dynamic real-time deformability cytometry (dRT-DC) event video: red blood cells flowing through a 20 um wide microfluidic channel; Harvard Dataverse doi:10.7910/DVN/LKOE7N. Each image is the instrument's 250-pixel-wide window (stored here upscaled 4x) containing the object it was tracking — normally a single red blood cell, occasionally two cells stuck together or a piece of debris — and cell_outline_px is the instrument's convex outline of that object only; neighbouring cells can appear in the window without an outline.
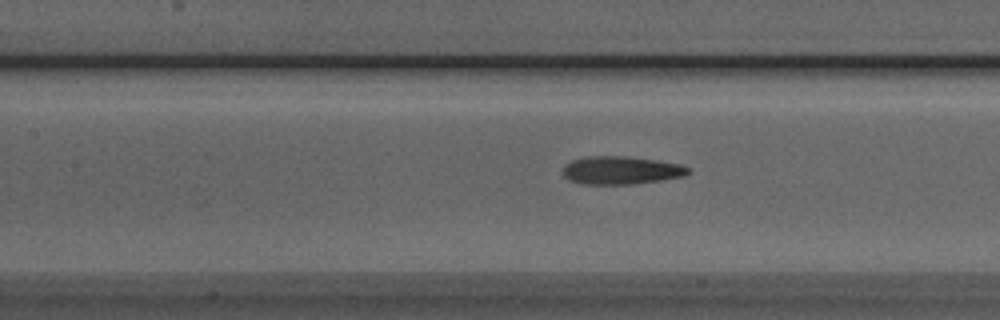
{"species": "Egyptian fruit bat (a non-hibernating species)", "species_latin": "Rousettus aegyptiacus", "temperature_condition": "room temperature", "stored_images_in_passage": 33, "camera_frame_rate_fps": 3000, "um_per_image_px": 0.085, "animal": {"sex": "male"}, "frame": {"image": 1, "passage_image": 11, "time_ms": 3.333, "image_size_px": [1000, 320], "cell_outline_px": [[692, 172], [684, 176], [660, 180], [632, 184], [580, 184], [568, 180], [564, 176], [564, 164], [572, 160], [588, 156], [624, 156], [656, 160], [680, 164], [688, 168]], "centroid_in_image_um": [52.77, 14.48], "position_along_channel_um": 154.6, "area_um2": 20.46}}
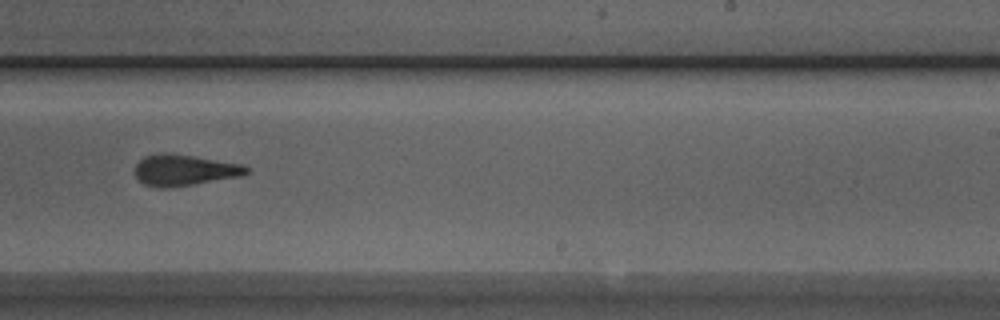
{"frame": {"image": 2, "passage_image": 20, "time_ms": 6.333, "image_size_px": [1000, 320], "cell_outline_px": [[248, 172], [240, 176], [172, 188], [156, 188], [144, 184], [136, 176], [136, 164], [144, 156], [160, 152], [164, 152], [192, 156], [240, 164], [248, 168]], "centroid_in_image_um": [15.61, 14.47], "position_along_channel_um": 273.4, "area_um2": 20.06}}
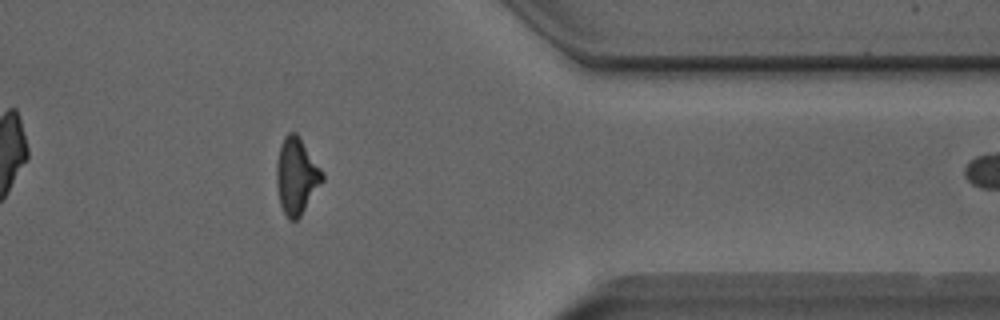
{"frame": {"image": 3, "passage_image": 30, "time_ms": 9.667, "image_size_px": [1000, 320], "cell_outline_px": [[324, 180], [300, 216], [296, 220], [288, 220], [280, 204], [276, 184], [276, 164], [280, 144], [284, 136], [288, 132], [296, 132], [324, 172]], "centroid_in_image_um": [25.19, 14.95], "position_along_channel_um": 386.2, "area_um2": 20.46}, "authors_computed_cell_mechanics": {"area_um2": 20.4034, "velocity_mm_per_s": 3.974, "shape_relaxation_time_tau1_ms": 6.6611, "shape_relaxation_time_tau2_ms": 1.893, "deformation_change_tau1": 0.2194, "deformation_change_tau2": 0.1232}}